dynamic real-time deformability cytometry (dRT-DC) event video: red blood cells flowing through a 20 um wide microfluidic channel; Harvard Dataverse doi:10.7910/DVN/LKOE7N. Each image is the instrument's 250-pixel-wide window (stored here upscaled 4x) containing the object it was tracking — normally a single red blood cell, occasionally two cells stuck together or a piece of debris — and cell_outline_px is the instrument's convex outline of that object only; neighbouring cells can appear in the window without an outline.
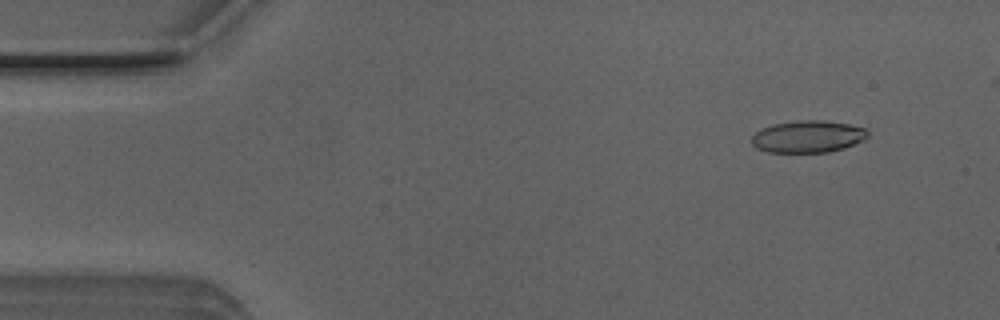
{"species": "Egyptian fruit bat (a non-hibernating species)", "species_latin": "Rousettus aegyptiacus", "temperature_condition": "room temperature", "stored_images_in_passage": 49, "camera_frame_rate_fps": 3000, "um_per_image_px": 0.085, "animal": {"sex": "male"}, "frame": {"image": 1, "passage_image": 2, "time_ms": 0.333, "image_size_px": [1000, 320], "cell_outline_px": [[868, 136], [864, 140], [844, 148], [828, 152], [768, 152], [756, 148], [752, 144], [752, 136], [760, 128], [772, 124], [796, 120], [820, 120], [848, 124], [864, 128], [868, 132]], "centroid_in_image_um": [68.64, 11.6], "position_along_channel_um": 16.4, "area_um2": 21.73}}
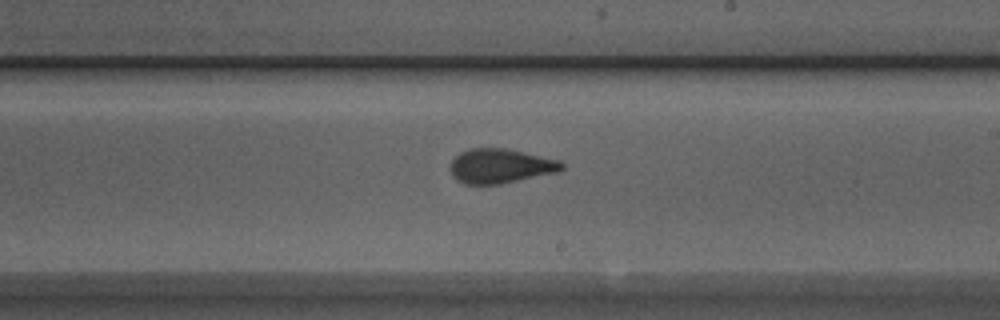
{"frame": {"image": 2, "passage_image": 27, "time_ms": 8.667, "image_size_px": [1000, 320], "cell_outline_px": [[564, 168], [556, 172], [500, 184], [464, 184], [452, 176], [452, 160], [460, 152], [468, 148], [504, 148], [524, 152], [560, 160], [564, 164]], "centroid_in_image_um": [42.54, 14.1], "position_along_channel_um": 246.5, "area_um2": 22.2}}
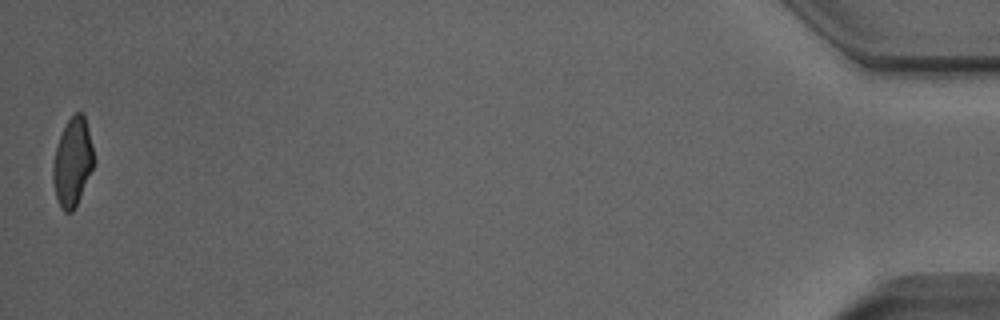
{"frame": {"image": 3, "passage_image": 49, "time_ms": 16.0, "image_size_px": [1000, 320], "cell_outline_px": [[96, 160], [80, 196], [72, 212], [64, 212], [60, 208], [56, 196], [52, 180], [52, 168], [56, 148], [60, 136], [68, 120], [76, 112], [84, 112]], "centroid_in_image_um": [6.17, 13.77], "position_along_channel_um": 429.0, "area_um2": 20.92}, "authors_computed_cell_mechanics": {"area_um2": 22.253, "velocity_mm_per_s": 3.8875, "shape_relaxation_time_tau1_ms": null, "shape_relaxation_time_tau2_ms": 1.2286, "deformation_change_tau1": null, "deformation_change_tau2": 0.0813}}